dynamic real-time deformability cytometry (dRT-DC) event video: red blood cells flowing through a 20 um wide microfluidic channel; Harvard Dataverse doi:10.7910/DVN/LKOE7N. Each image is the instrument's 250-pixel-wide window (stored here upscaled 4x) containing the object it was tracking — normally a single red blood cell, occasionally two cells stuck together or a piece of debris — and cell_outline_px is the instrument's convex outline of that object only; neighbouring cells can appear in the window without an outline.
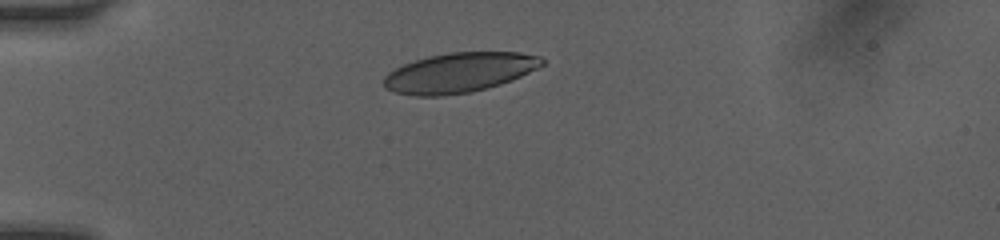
{"species": "human", "species_latin": "Homo sapiens", "temperature_condition": "room temperature", "stored_images_in_passage": 4, "camera_frame_rate_fps": 3000, "um_per_image_px": 0.085, "donor": {"sex": "female"}, "frame": {"image": 1, "passage_image": 1, "time_ms": 0.0, "image_size_px": [1000, 240], "cell_outline_px": [[544, 64], [512, 80], [500, 84], [468, 92], [444, 96], [416, 96], [392, 92], [384, 88], [384, 76], [388, 72], [404, 64], [428, 56], [448, 52], [520, 52], [540, 56], [544, 60]], "centroid_in_image_um": [39.0, 6.17], "position_along_channel_um": 46.0, "area_um2": 36.59}}
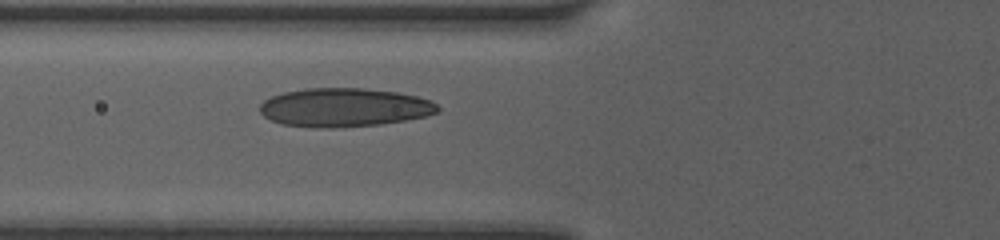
{"frame": {"image": 2, "passage_image": 4, "time_ms": 2.0, "image_size_px": [1000, 240], "cell_outline_px": [[440, 112], [424, 116], [404, 120], [380, 124], [332, 128], [316, 128], [280, 124], [264, 116], [260, 112], [260, 104], [264, 100], [272, 96], [284, 92], [308, 88], [364, 88], [396, 92], [416, 96], [432, 100], [440, 108]], "centroid_in_image_um": [29.26, 9.13], "position_along_channel_um": 96.5, "area_um2": 40.11}}